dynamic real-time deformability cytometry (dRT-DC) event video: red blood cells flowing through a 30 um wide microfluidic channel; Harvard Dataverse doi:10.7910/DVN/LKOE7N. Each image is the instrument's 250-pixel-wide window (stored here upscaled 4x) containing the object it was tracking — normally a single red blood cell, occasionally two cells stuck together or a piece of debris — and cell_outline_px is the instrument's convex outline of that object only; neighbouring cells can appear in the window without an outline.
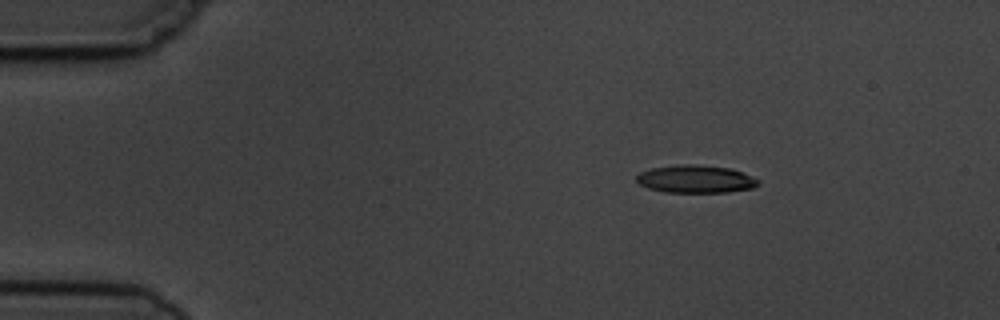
{"species": "common noctule bat (a hibernating species)", "species_latin": "Nyctalus noctula", "temperature_condition": "cold", "stored_images_in_passage": 3, "camera_frame_rate_fps": 3000, "um_per_image_px": 0.085, "animal": {"sex": "male", "body_mass_g": 19.5, "forearm_length_mm": 54.6}, "frame": {"image": 1, "passage_image": 1, "time_ms": 0.0, "image_size_px": [1000, 320], "cell_outline_px": [[760, 184], [752, 188], [728, 192], [664, 192], [648, 188], [640, 184], [636, 180], [636, 176], [640, 172], [652, 168], [680, 164], [696, 164], [728, 168], [740, 172], [760, 180]], "centroid_in_image_um": [59.11, 15.22], "position_along_channel_um": 25.9, "area_um2": 19.59}}